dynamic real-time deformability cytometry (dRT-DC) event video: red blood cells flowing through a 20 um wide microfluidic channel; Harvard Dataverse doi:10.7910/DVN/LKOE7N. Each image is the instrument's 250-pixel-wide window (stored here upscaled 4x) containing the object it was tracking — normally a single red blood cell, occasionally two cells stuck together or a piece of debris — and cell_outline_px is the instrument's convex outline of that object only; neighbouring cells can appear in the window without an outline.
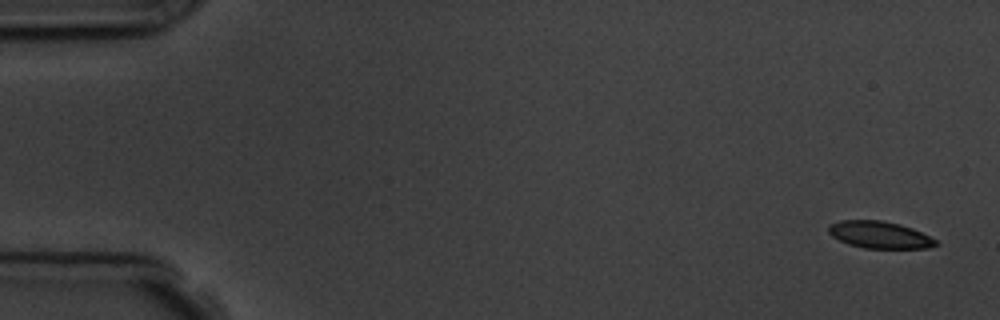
{"species": "common noctule bat (a hibernating species)", "species_latin": "Nyctalus noctula", "temperature_condition": "room temperature", "stored_images_in_passage": 6, "segment_of_instrument_passage": [1, 2], "camera_frame_rate_fps": 3000, "um_per_image_px": 0.085, "animal": {"sex": "male", "body_mass_g": 19.5, "forearm_length_mm": 54.6}, "frame": {"image": 1, "passage_image": 1, "time_ms": 0.0, "image_size_px": [1000, 320], "cell_outline_px": [[940, 244], [928, 248], [864, 248], [848, 244], [832, 236], [828, 232], [828, 224], [840, 220], [880, 220], [900, 224], [912, 228], [936, 240]], "centroid_in_image_um": [74.74, 19.95], "position_along_channel_um": 10.3, "area_um2": 16.88}}
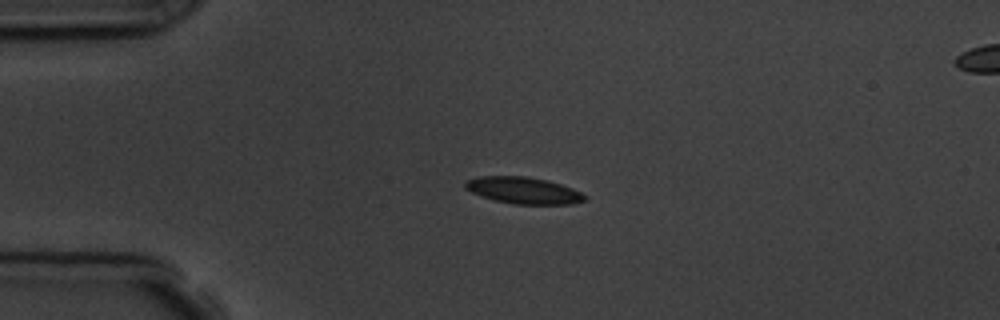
{"frame": {"image": 2, "passage_image": 4, "time_ms": 3.667, "image_size_px": [1000, 320], "cell_outline_px": [[588, 200], [572, 204], [512, 204], [496, 200], [472, 192], [464, 188], [464, 184], [468, 180], [480, 176], [528, 176], [548, 180], [572, 188], [588, 196]], "centroid_in_image_um": [44.55, 16.18], "position_along_channel_um": 40.5, "area_um2": 18.55}}